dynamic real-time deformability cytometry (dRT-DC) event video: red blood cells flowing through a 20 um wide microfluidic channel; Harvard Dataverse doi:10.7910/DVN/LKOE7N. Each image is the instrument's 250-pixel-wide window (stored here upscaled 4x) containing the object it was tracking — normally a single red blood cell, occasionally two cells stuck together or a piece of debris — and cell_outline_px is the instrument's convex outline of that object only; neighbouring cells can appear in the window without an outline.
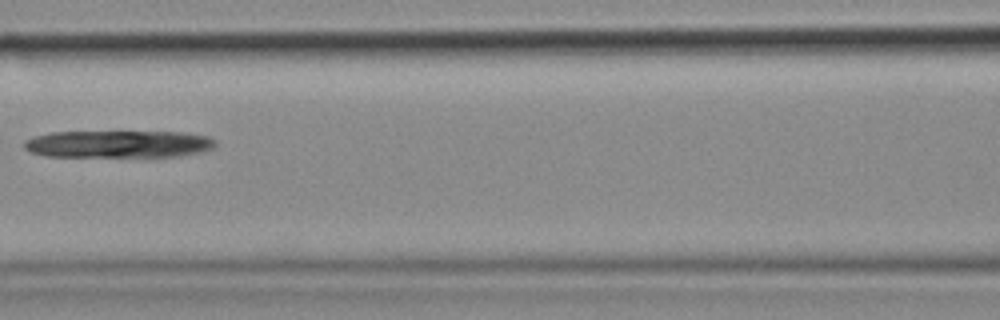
{"species": "common noctule bat (a hibernating species)", "species_latin": "Nyctalus noctula", "temperature_condition": "cold", "stored_images_in_passage": 4, "camera_frame_rate_fps": 3000, "um_per_image_px": 0.085, "animal": {"sex": "female", "body_mass_g": 18.4}, "frame": {"image": 1, "passage_image": 4, "time_ms": 1.0, "image_size_px": [1000, 320], "cell_outline_px": [[216, 144], [212, 148], [200, 152], [180, 156], [48, 156], [32, 152], [24, 148], [24, 140], [36, 136], [52, 132], [180, 132], [208, 136], [216, 140]], "centroid_in_image_um": [10.08, 12.24], "position_along_channel_um": 156.5, "area_um2": 30.11}}